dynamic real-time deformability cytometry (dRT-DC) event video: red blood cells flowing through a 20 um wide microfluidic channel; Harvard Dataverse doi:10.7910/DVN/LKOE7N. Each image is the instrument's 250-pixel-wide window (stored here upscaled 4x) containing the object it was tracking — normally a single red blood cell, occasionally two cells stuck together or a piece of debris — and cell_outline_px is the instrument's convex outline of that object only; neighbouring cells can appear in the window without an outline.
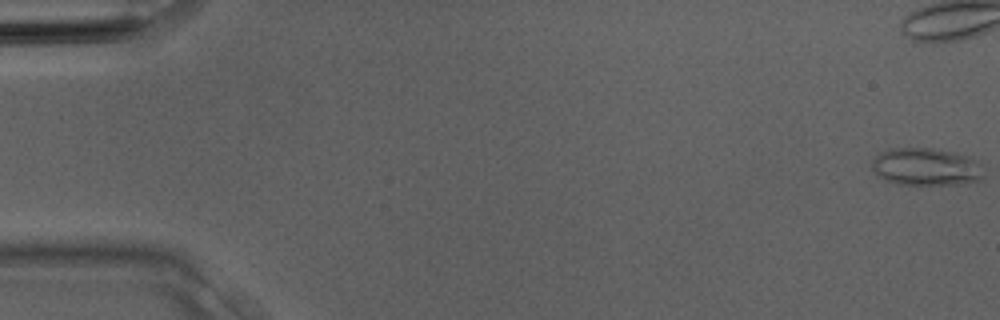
{"species": "Egyptian fruit bat (a non-hibernating species)", "species_latin": "Rousettus aegyptiacus", "temperature_condition": "room temperature", "stored_images_in_passage": 3, "camera_frame_rate_fps": 3000, "um_per_image_px": 0.085, "animal": {"sex": "male"}, "frame": {"image": 1, "passage_image": 1, "time_ms": 0.0, "image_size_px": [1000, 320], "cell_outline_px": [[980, 180], [968, 184], [900, 184], [888, 180], [872, 172], [872, 160], [880, 152], [888, 148], [932, 148], [952, 152], [976, 160], [980, 164]], "centroid_in_image_um": [78.67, 14.17], "position_along_channel_um": 6.3, "area_um2": 24.16}}